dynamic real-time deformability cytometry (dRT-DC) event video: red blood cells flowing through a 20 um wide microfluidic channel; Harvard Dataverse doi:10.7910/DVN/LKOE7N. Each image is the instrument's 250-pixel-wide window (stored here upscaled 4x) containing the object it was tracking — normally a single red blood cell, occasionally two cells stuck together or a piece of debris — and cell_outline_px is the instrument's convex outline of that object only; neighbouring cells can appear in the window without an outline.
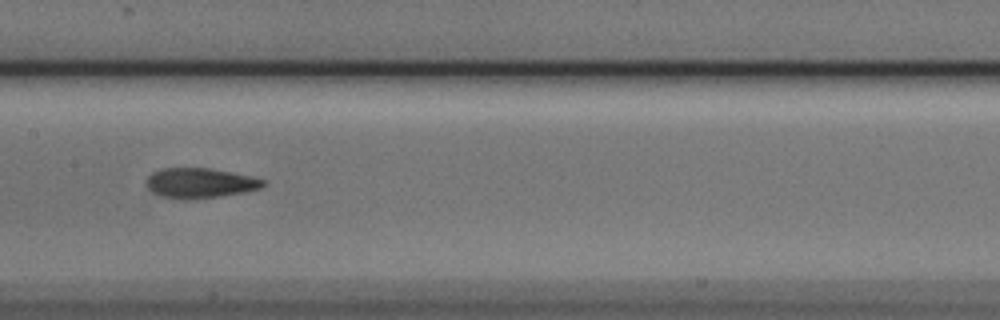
{"species": "Egyptian fruit bat (a non-hibernating species)", "species_latin": "Rousettus aegyptiacus", "temperature_condition": "cold", "stored_images_in_passage": 9, "camera_frame_rate_fps": 3000, "um_per_image_px": 0.085, "animal": {"sex": "male"}, "frame": {"image": 1, "passage_image": 8, "time_ms": 2.333, "image_size_px": [1000, 320], "cell_outline_px": [[268, 184], [260, 188], [244, 192], [220, 196], [184, 200], [160, 196], [152, 192], [144, 184], [144, 180], [152, 172], [164, 168], [208, 168], [252, 176], [264, 180]], "centroid_in_image_um": [16.96, 15.56], "position_along_channel_um": 190.4, "area_um2": 20.58}}
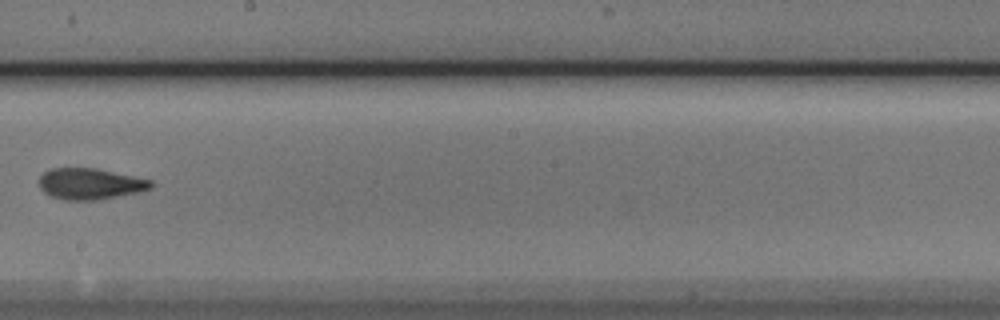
{"frame": {"image": 2, "passage_image": 9, "time_ms": 2.667, "image_size_px": [1000, 320], "cell_outline_px": [[152, 188], [140, 192], [100, 200], [64, 200], [52, 196], [44, 192], [40, 188], [40, 176], [44, 172], [52, 168], [96, 168], [152, 180]], "centroid_in_image_um": [7.68, 15.63], "position_along_channel_um": 240.5, "area_um2": 20.35}}